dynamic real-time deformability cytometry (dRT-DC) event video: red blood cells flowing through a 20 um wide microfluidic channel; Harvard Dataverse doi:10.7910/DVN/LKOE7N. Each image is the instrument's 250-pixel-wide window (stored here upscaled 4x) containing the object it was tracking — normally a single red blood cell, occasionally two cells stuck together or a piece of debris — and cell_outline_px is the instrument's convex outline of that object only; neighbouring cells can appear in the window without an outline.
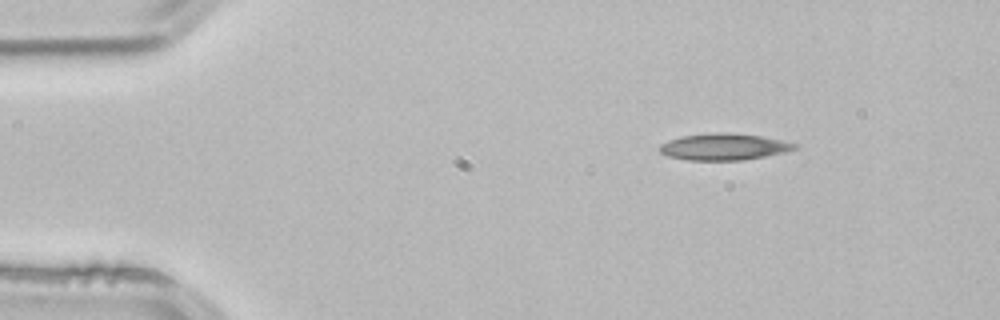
{"species": "common noctule bat (a hibernating species)", "species_latin": "Nyctalus noctula", "temperature_condition": "room temperature", "stored_images_in_passage": 2, "camera_frame_rate_fps": 3000, "um_per_image_px": 0.085, "animal": {"sex": "male", "body_mass_g": 21.5, "forearm_length_mm": 52.0}, "frame": {"image": 1, "passage_image": 1, "time_ms": 0.0, "image_size_px": [1000, 320], "cell_outline_px": [[800, 148], [784, 152], [744, 160], [688, 160], [668, 156], [660, 152], [656, 148], [660, 144], [668, 140], [680, 136], [728, 132], [760, 136], [780, 140], [796, 144]], "centroid_in_image_um": [61.49, 12.48], "position_along_channel_um": 23.5, "area_um2": 20.81}}